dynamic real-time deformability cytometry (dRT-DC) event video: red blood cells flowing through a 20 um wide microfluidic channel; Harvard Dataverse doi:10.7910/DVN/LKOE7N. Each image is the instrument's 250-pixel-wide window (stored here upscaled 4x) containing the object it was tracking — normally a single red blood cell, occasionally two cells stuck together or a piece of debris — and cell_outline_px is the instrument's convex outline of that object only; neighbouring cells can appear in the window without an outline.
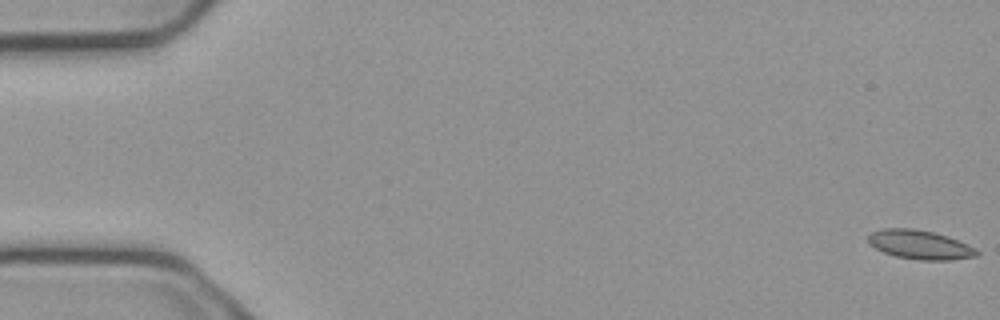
{"species": "common noctule bat (a hibernating species)", "species_latin": "Nyctalus noctula", "temperature_condition": "cold", "stored_images_in_passage": 17, "camera_frame_rate_fps": 3000, "um_per_image_px": 0.085, "animal": {"sex": "male", "body_mass_g": 23.1, "forearm_length_mm": 52.7}, "frame": {"image": 1, "passage_image": 1, "time_ms": 0.0, "image_size_px": [1000, 320], "cell_outline_px": [[980, 252], [976, 256], [952, 260], [916, 260], [896, 256], [884, 252], [868, 244], [868, 236], [872, 232], [884, 228], [912, 228], [932, 232], [948, 236]], "centroid_in_image_um": [78.14, 20.8], "position_along_channel_um": 6.9, "area_um2": 18.15}}